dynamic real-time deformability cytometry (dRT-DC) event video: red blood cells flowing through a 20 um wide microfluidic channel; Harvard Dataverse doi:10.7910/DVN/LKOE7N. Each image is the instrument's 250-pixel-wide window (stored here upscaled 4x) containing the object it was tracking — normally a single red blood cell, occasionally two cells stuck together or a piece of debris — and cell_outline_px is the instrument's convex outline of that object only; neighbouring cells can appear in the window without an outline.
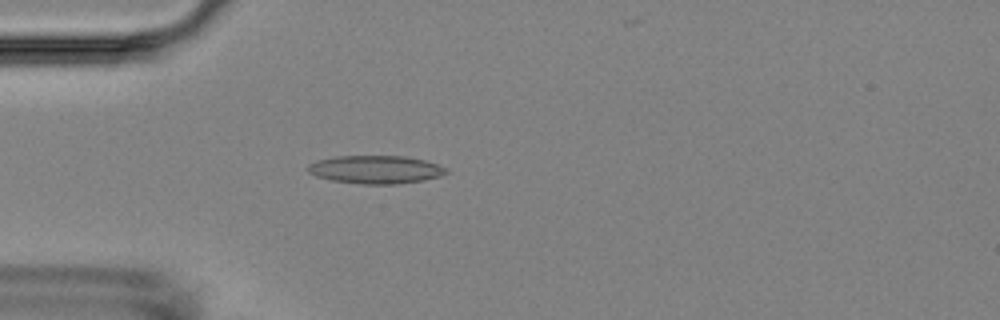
{"species": "Egyptian fruit bat (a non-hibernating species)", "species_latin": "Rousettus aegyptiacus", "temperature_condition": "room temperature", "stored_images_in_passage": 4, "camera_frame_rate_fps": 3000, "um_per_image_px": 0.085, "animal": {"sex": "female"}, "frame": {"image": 1, "passage_image": 3, "time_ms": 3.333, "image_size_px": [1000, 320], "cell_outline_px": [[448, 172], [440, 176], [424, 180], [396, 184], [364, 184], [332, 180], [316, 176], [308, 172], [304, 168], [308, 164], [316, 160], [336, 156], [404, 156], [424, 160], [448, 168]], "centroid_in_image_um": [31.9, 14.4], "position_along_channel_um": 53.1, "area_um2": 22.72}}